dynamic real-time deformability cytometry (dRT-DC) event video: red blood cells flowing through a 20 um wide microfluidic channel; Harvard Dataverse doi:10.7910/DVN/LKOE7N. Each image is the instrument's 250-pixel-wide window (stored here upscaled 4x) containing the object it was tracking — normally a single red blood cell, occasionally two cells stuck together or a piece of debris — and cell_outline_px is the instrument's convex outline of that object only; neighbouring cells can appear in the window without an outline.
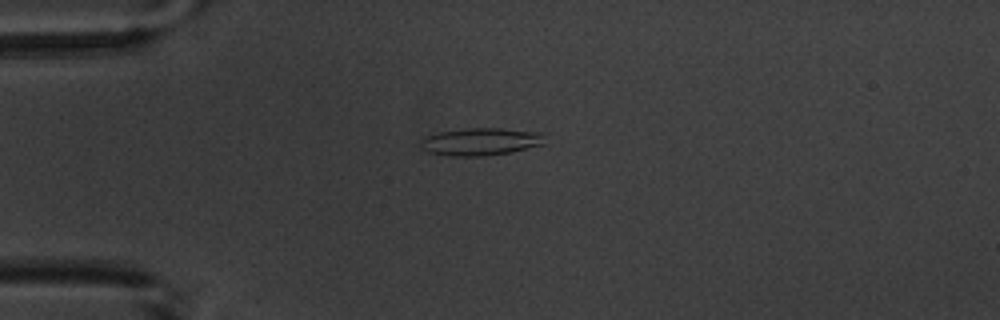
{"species": "common noctule bat (a hibernating species)", "species_latin": "Nyctalus noctula", "temperature_condition": "warm", "stored_images_in_passage": 2, "camera_frame_rate_fps": 3000, "um_per_image_px": 0.085, "animal": {"sex": "male", "body_mass_g": 20.1, "forearm_length_mm": 53.5}, "frame": {"image": 1, "passage_image": 2, "time_ms": 1.0, "image_size_px": [1000, 320], "cell_outline_px": [[544, 144], [512, 152], [480, 156], [452, 156], [428, 152], [420, 148], [420, 136], [440, 132], [464, 128], [500, 128], [544, 132]], "centroid_in_image_um": [40.82, 12.03], "position_along_channel_um": 44.2, "area_um2": 20.23}}